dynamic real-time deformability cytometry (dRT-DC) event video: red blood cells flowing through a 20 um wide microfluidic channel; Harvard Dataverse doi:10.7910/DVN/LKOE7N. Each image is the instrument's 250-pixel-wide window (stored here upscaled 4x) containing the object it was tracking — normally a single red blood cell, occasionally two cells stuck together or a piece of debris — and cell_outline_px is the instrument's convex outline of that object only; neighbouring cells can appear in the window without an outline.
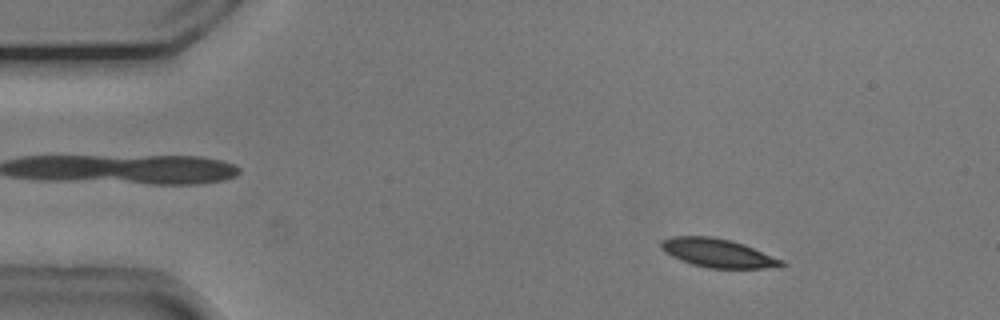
{"species": "common noctule bat (a hibernating species)", "species_latin": "Nyctalus noctula", "temperature_condition": "cold", "stored_images_in_passage": 54, "camera_frame_rate_fps": 3000, "um_per_image_px": 0.085, "animal": {"sex": "male", "body_mass_g": 20.5, "forearm_length_mm": 52.5}, "frame": {"image": 1, "passage_image": 7, "time_ms": 2.0, "image_size_px": [1000, 320], "cell_outline_px": [[788, 264], [784, 268], [708, 268], [692, 264], [680, 260], [664, 252], [660, 248], [660, 240], [672, 236], [712, 236], [732, 240], [744, 244], [784, 260]], "centroid_in_image_um": [61.06, 21.51], "position_along_channel_um": 23.9, "area_um2": 20.52}}
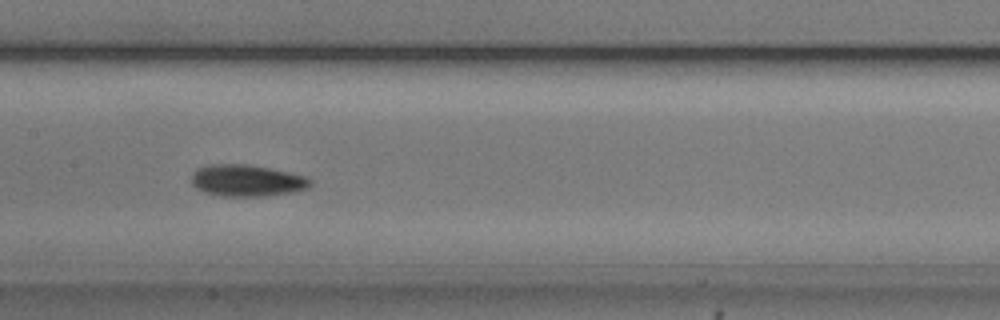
{"frame": {"image": 2, "passage_image": 26, "time_ms": 8.333, "image_size_px": [1000, 320], "cell_outline_px": [[312, 184], [308, 188], [292, 192], [264, 196], [220, 196], [204, 192], [196, 188], [192, 184], [192, 172], [196, 168], [208, 164], [248, 164], [288, 172], [304, 176], [312, 180]], "centroid_in_image_um": [20.95, 15.34], "position_along_channel_um": 186.5, "area_um2": 22.02}}
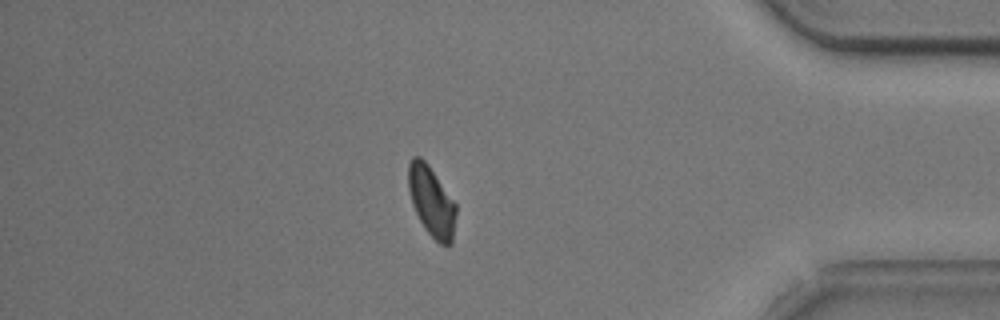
{"frame": {"image": 3, "passage_image": 46, "time_ms": 15.0, "image_size_px": [1000, 320], "cell_outline_px": [[456, 212], [452, 244], [448, 248], [440, 244], [424, 228], [412, 204], [408, 188], [408, 164], [412, 156], [420, 156], [428, 164], [456, 204]], "centroid_in_image_um": [36.68, 17.13], "position_along_channel_um": 398.5, "area_um2": 19.48}, "authors_computed_cell_mechanics": {"area_um2": 20.2589, "velocity_mm_per_s": 3.6975, "shape_relaxation_time_tau1_ms": 2.3899, "shape_relaxation_time_tau2_ms": 5.4036, "deformation_change_tau1": 0.122, "deformation_change_tau2": 0.0977}}